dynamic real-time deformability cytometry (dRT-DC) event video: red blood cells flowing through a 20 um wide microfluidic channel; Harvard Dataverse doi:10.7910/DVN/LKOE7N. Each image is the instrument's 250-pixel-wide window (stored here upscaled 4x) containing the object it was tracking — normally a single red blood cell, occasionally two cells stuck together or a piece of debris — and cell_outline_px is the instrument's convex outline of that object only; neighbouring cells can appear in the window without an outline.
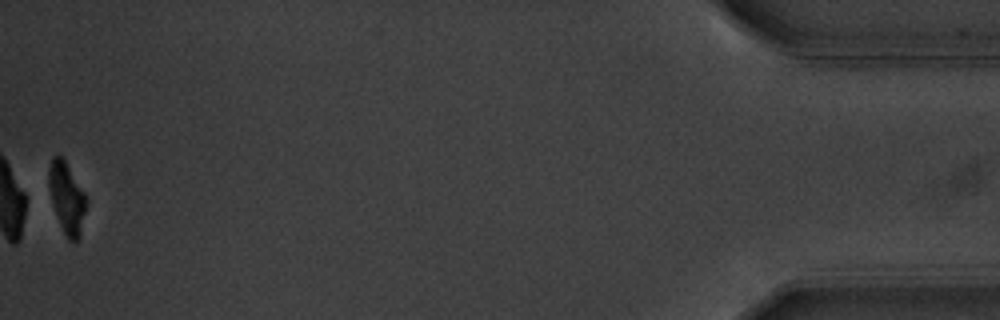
{"species": "common noctule bat (a hibernating species)", "species_latin": "Nyctalus noctula", "temperature_condition": "warm", "stored_images_in_passage": 56, "segment_of_instrument_passage": [2, 2], "camera_frame_rate_fps": 3000, "um_per_image_px": 0.085, "animal": {"sex": "male", "body_mass_g": 20.1, "forearm_length_mm": 53.5}, "frame": {"image": 1, "passage_image": 56, "time_ms": 18.333, "image_size_px": [1000, 320], "cell_outline_px": [[88, 200], [80, 236], [76, 240], [68, 240], [60, 224], [52, 200], [48, 184], [48, 172], [52, 156], [60, 156], [64, 160], [84, 192]], "centroid_in_image_um": [5.69, 16.82], "position_along_channel_um": 429.5, "area_um2": 15.14}}